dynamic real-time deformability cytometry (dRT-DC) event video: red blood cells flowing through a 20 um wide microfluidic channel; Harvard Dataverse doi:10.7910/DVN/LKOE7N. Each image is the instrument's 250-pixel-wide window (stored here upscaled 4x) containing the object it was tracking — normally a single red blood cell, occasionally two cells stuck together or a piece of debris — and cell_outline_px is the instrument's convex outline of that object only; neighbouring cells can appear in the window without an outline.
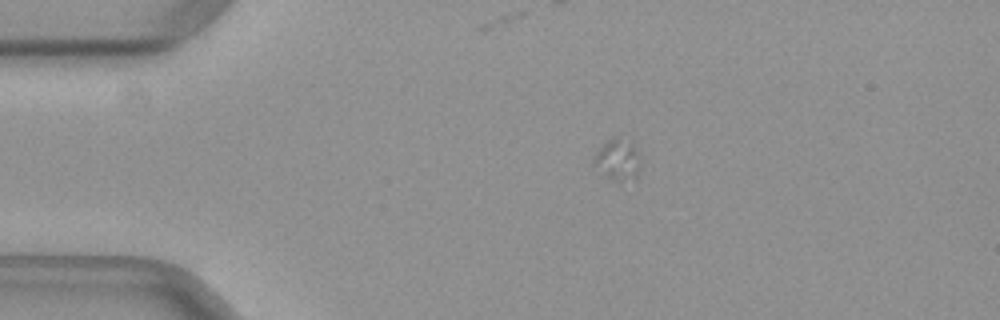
{"species": "common noctule bat (a hibernating species)", "species_latin": "Nyctalus noctula", "temperature_condition": "warm", "stored_images_in_passage": 10, "camera_frame_rate_fps": 3000, "um_per_image_px": 0.085, "animal": {"sex": "female", "body_mass_g": 29.2, "forearm_length_mm": 56.3}, "frame": {"image": 1, "passage_image": 1, "time_ms": 0.0, "image_size_px": [1000, 320], "cell_outline_px": [[640, 172], [636, 180], [620, 184], [612, 180], [596, 164], [596, 152], [612, 136], [616, 136], [632, 144], [636, 152], [640, 164]], "centroid_in_image_um": [52.59, 13.64], "position_along_channel_um": 32.4, "area_um2": 10.92}}